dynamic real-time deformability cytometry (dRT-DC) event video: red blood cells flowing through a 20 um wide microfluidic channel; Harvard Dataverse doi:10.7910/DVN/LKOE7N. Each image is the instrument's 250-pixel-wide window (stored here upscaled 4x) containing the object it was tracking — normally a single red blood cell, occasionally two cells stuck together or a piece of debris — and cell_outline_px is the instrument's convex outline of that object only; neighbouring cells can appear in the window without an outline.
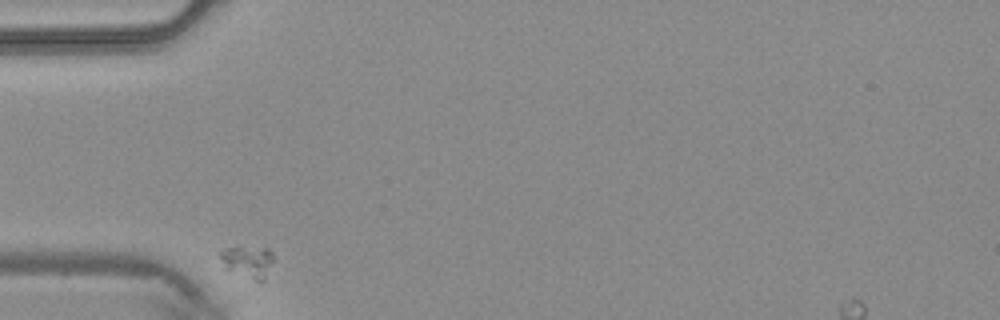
{"species": "common noctule bat (a hibernating species)", "species_latin": "Nyctalus noctula", "temperature_condition": "warm", "stored_images_in_passage": 28, "camera_frame_rate_fps": 3000, "um_per_image_px": 0.085, "animal": {"sex": "male", "body_mass_g": 20.4}, "frame": {"image": 1, "passage_image": 1, "time_ms": 0.0, "image_size_px": [1000, 320], "cell_outline_px": [[272, 260], [264, 280], [260, 284], [224, 268], [220, 256], [220, 252], [224, 248], [236, 244], [268, 248], [272, 252]], "centroid_in_image_um": [21.03, 22.2], "position_along_channel_um": 64.0, "area_um2": 10.46}}
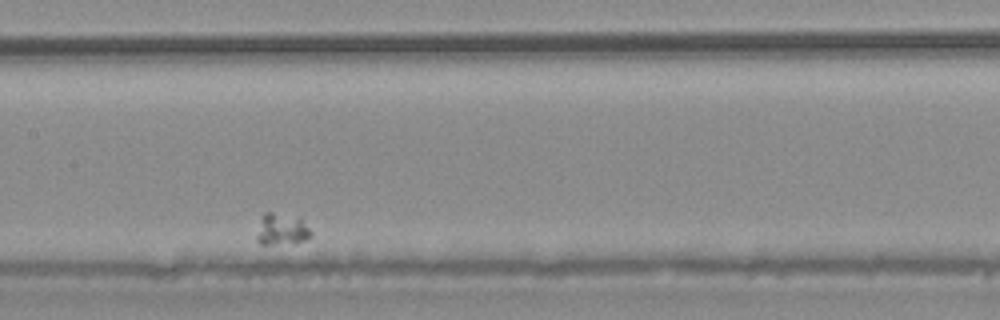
{"frame": {"image": 2, "passage_image": 12, "time_ms": 3.667, "image_size_px": [1000, 320], "cell_outline_px": [[312, 236], [304, 240], [292, 244], [260, 244], [256, 240], [256, 236], [264, 212], [272, 212], [300, 216], [312, 232]], "centroid_in_image_um": [23.98, 19.49], "position_along_channel_um": 183.4, "area_um2": 10.23}}